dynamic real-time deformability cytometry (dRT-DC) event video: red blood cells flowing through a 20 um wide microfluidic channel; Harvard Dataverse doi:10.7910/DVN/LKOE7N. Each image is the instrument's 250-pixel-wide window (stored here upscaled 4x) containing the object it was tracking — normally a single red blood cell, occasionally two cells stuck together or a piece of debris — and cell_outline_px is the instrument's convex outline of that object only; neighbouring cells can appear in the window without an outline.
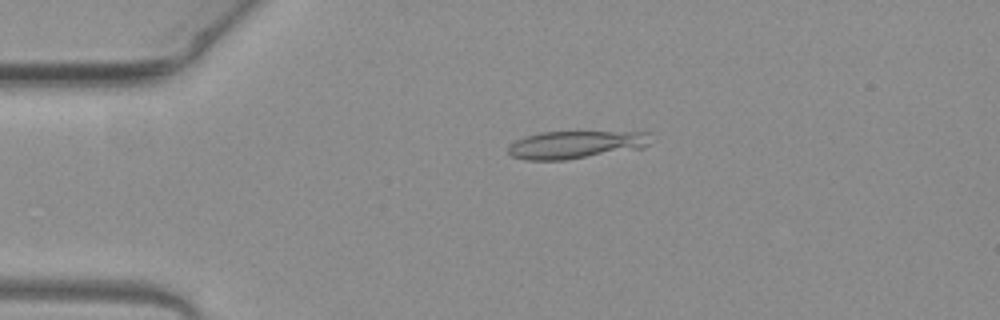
{"species": "common noctule bat (a hibernating species)", "species_latin": "Nyctalus noctula", "temperature_condition": "warm", "stored_images_in_passage": 9, "camera_frame_rate_fps": 3000, "um_per_image_px": 0.085, "animal": {"sex": "female", "body_mass_g": 19.3, "forearm_length_mm": 54.1}, "frame": {"image": 1, "passage_image": 6, "time_ms": 1.667, "image_size_px": [1000, 320], "cell_outline_px": [[648, 144], [644, 148], [564, 160], [524, 160], [512, 156], [508, 152], [508, 148], [516, 140], [524, 136], [540, 132], [648, 132]], "centroid_in_image_um": [48.89, 12.3], "position_along_channel_um": 36.1, "area_um2": 22.83}}